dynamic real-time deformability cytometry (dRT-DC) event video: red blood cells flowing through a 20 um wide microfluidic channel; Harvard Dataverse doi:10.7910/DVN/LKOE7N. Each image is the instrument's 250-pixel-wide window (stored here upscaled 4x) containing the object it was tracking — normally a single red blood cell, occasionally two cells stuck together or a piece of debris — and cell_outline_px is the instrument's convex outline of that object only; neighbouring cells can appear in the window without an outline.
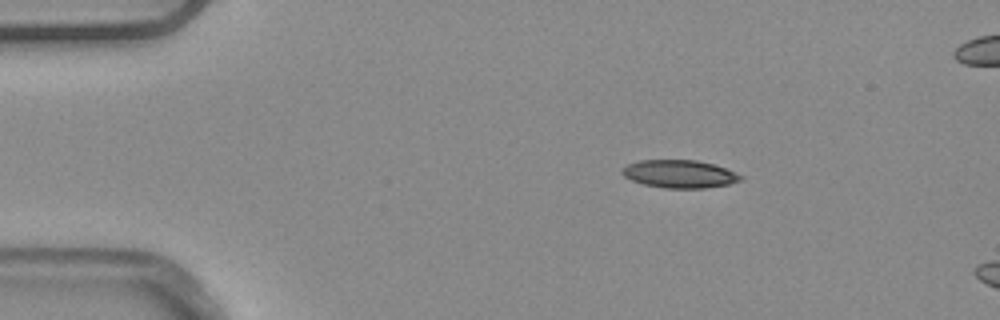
{"species": "common noctule bat (a hibernating species)", "species_latin": "Nyctalus noctula", "temperature_condition": "warm", "stored_images_in_passage": 3, "camera_frame_rate_fps": 3000, "um_per_image_px": 0.085, "animal": {"sex": "male", "body_mass_g": 20.4}, "frame": {"image": 1, "passage_image": 1, "time_ms": 0.0, "image_size_px": [1000, 320], "cell_outline_px": [[744, 176], [740, 180], [728, 184], [704, 188], [664, 188], [644, 184], [632, 180], [624, 176], [620, 172], [628, 164], [640, 160], [696, 160], [712, 164], [736, 172]], "centroid_in_image_um": [57.76, 14.78], "position_along_channel_um": 27.2, "area_um2": 19.07}}